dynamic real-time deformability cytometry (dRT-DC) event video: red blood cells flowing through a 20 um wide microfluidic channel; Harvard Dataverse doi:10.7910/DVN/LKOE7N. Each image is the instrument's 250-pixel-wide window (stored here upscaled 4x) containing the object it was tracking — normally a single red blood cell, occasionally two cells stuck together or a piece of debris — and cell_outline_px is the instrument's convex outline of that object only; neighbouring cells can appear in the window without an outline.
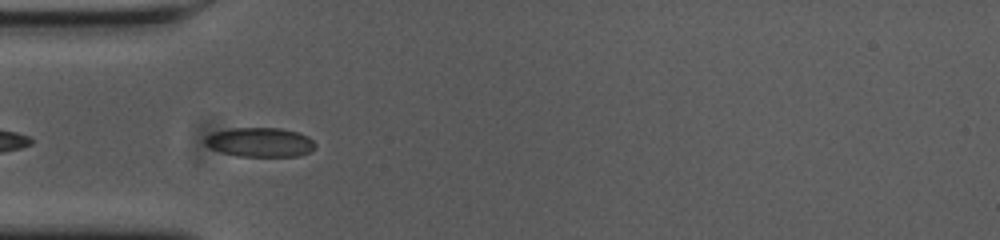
{"species": "common noctule bat (a hibernating species)", "species_latin": "Nyctalus noctula", "temperature_condition": "cold", "stored_images_in_passage": 26, "camera_frame_rate_fps": 3000, "um_per_image_px": 0.085, "animal": {"sex": "female", "body_mass_g": 23.0, "forearm_length_mm": 53.4}, "frame": {"image": 1, "passage_image": 3, "time_ms": 0.667, "image_size_px": [1000, 240], "cell_outline_px": [[316, 148], [300, 156], [236, 156], [220, 152], [204, 144], [204, 140], [208, 136], [216, 132], [232, 128], [280, 128], [296, 132], [308, 136], [316, 144]], "centroid_in_image_um": [22.13, 12.1], "position_along_channel_um": 62.9, "area_um2": 18.73}}
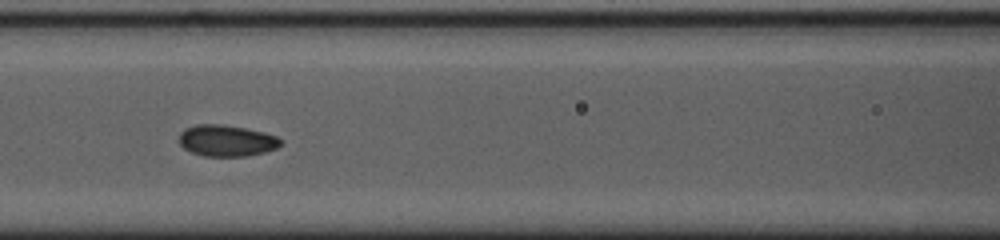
{"frame": {"image": 2, "passage_image": 10, "time_ms": 3.0, "image_size_px": [1000, 240], "cell_outline_px": [[284, 144], [276, 148], [264, 152], [244, 156], [204, 156], [192, 152], [184, 148], [180, 144], [180, 132], [184, 128], [196, 124], [220, 124], [244, 128], [264, 132], [276, 136]], "centroid_in_image_um": [19.25, 11.95], "position_along_channel_um": 147.3, "area_um2": 18.5}}
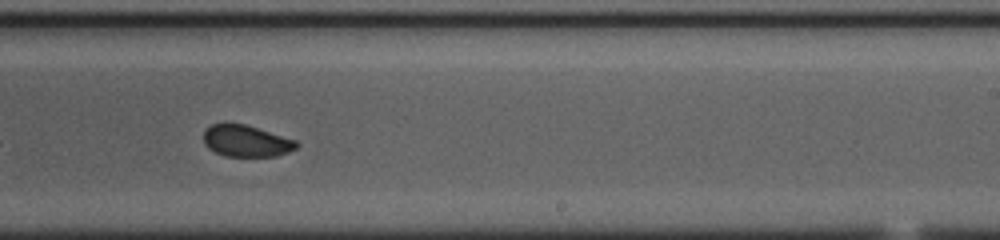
{"frame": {"image": 3, "passage_image": 20, "time_ms": 6.333, "image_size_px": [1000, 240], "cell_outline_px": [[300, 144], [296, 148], [288, 152], [276, 156], [224, 156], [208, 148], [204, 144], [204, 132], [212, 124], [224, 120], [244, 124], [296, 140]], "centroid_in_image_um": [20.9, 11.96], "position_along_channel_um": 268.1, "area_um2": 17.34}}